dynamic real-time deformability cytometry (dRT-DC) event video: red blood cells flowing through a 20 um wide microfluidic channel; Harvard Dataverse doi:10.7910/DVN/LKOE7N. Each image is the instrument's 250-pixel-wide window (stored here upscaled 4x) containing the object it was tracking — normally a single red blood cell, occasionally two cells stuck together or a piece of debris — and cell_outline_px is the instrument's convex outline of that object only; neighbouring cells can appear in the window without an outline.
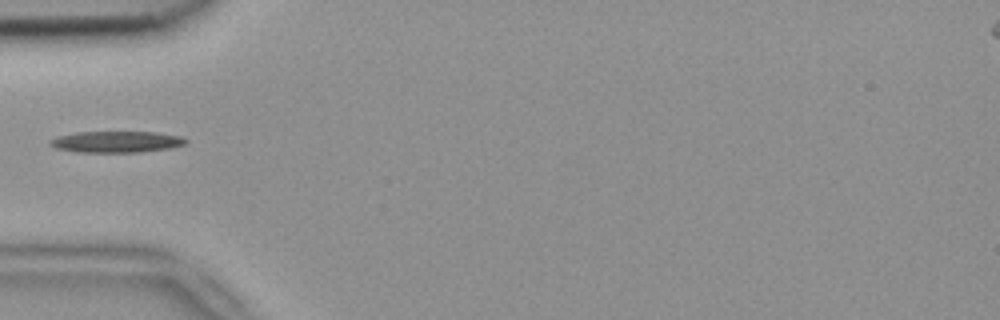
{"species": "common noctule bat (a hibernating species)", "species_latin": "Nyctalus noctula", "temperature_condition": "room temperature", "stored_images_in_passage": 6, "camera_frame_rate_fps": 3000, "um_per_image_px": 0.085, "animal": {"sex": "female", "body_mass_g": 18.4}, "frame": {"image": 1, "passage_image": 5, "time_ms": 1.333, "image_size_px": [1000, 320], "cell_outline_px": [[188, 140], [184, 144], [172, 148], [140, 152], [76, 152], [56, 148], [48, 144], [48, 140], [56, 136], [76, 132], [156, 132], [180, 136]], "centroid_in_image_um": [9.85, 12.05], "position_along_channel_um": 75.1, "area_um2": 16.99}}